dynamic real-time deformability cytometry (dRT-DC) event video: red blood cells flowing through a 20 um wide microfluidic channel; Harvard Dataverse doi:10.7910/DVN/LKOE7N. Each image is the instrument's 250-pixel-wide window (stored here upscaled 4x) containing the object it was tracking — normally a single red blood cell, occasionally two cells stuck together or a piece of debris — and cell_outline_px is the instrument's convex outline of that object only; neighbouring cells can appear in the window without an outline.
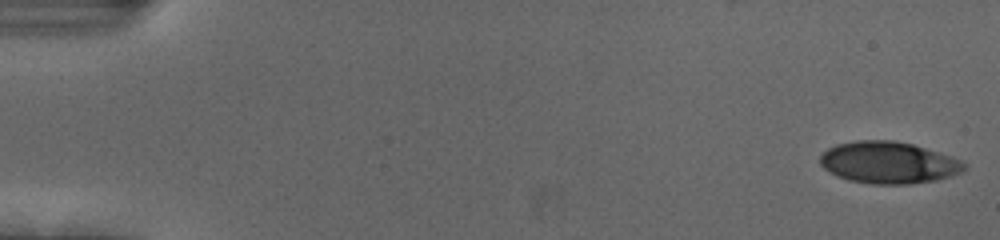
{"species": "human", "species_latin": "Homo sapiens", "temperature_condition": "cold", "stored_images_in_passage": 54, "camera_frame_rate_fps": 3000, "um_per_image_px": 0.085, "donor": {"sex": "female"}, "frame": {"image": 1, "passage_image": 1, "time_ms": 0.0, "image_size_px": [1000, 240], "cell_outline_px": [[968, 164], [960, 172], [936, 180], [908, 184], [872, 184], [848, 180], [836, 176], [828, 172], [820, 164], [820, 156], [828, 148], [836, 144], [856, 140], [892, 140], [912, 144], [952, 156], [964, 160]], "centroid_in_image_um": [75.51, 13.82], "position_along_channel_um": 9.5, "area_um2": 35.26}}
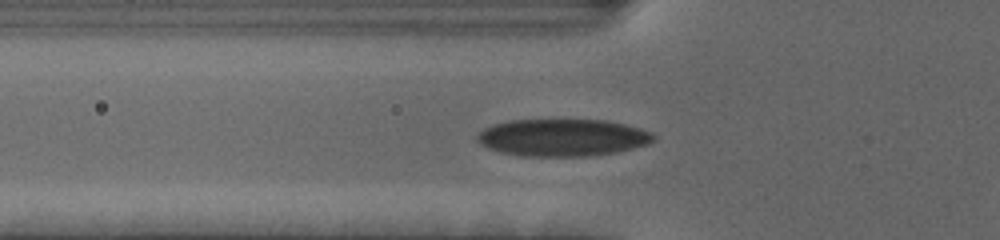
{"frame": {"image": 2, "passage_image": 19, "time_ms": 6.0, "image_size_px": [1000, 240], "cell_outline_px": [[656, 140], [648, 144], [616, 152], [588, 156], [524, 156], [500, 152], [488, 148], [480, 144], [476, 140], [476, 136], [484, 128], [492, 124], [508, 120], [604, 120], [624, 124], [640, 128], [652, 132], [656, 136]], "centroid_in_image_um": [47.81, 11.69], "position_along_channel_um": 78.0, "area_um2": 38.38}}
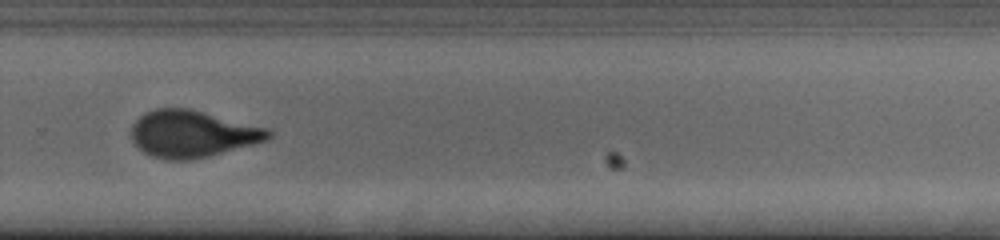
{"frame": {"image": 3, "passage_image": 38, "time_ms": 12.333, "image_size_px": [1000, 240], "cell_outline_px": [[272, 136], [268, 140], [208, 156], [192, 160], [168, 160], [152, 156], [144, 152], [132, 140], [132, 124], [140, 116], [156, 108], [188, 108], [268, 128], [272, 132]], "centroid_in_image_um": [16.36, 11.38], "position_along_channel_um": 313.4, "area_um2": 37.17}, "authors_computed_cell_mechanics": {"area_um2": 37.0209, "velocity_mm_per_s": 3.7182, "shape_relaxation_time_tau1_ms": 4.0254, "shape_relaxation_time_tau2_ms": 0.9928, "deformation_change_tau1": 0.168, "deformation_change_tau2": 0.0742}}